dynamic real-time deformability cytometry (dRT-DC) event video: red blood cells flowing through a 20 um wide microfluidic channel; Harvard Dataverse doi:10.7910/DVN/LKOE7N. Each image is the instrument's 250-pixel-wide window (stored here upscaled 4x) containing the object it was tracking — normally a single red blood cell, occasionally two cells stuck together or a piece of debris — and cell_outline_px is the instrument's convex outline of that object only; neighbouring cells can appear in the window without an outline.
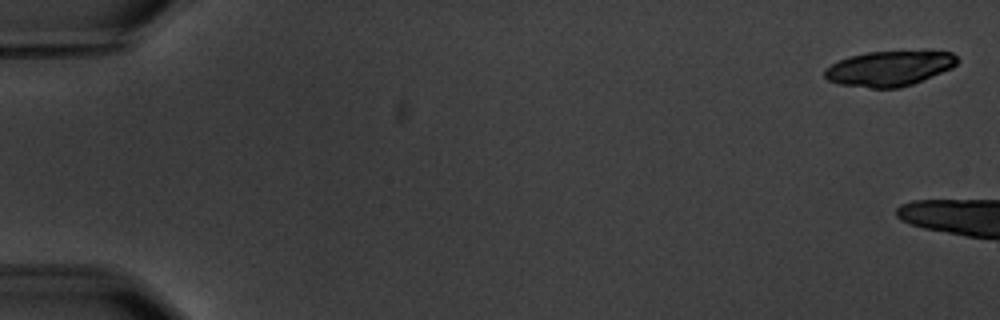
{"species": "common noctule bat (a hibernating species)", "species_latin": "Nyctalus noctula", "temperature_condition": "warm", "stored_images_in_passage": 7, "camera_frame_rate_fps": 3000, "um_per_image_px": 0.085, "animal": {"sex": "male", "body_mass_g": 20.1, "forearm_length_mm": 53.5}, "frame": {"image": 1, "passage_image": 1, "time_ms": 0.0, "image_size_px": [1000, 320], "cell_outline_px": [[960, 60], [952, 68], [912, 84], [900, 88], [872, 88], [840, 84], [828, 80], [824, 76], [824, 68], [848, 56], [868, 52], [924, 48], [928, 48], [952, 52]], "centroid_in_image_um": [75.67, 5.76], "position_along_channel_um": 9.3, "area_um2": 28.09}}